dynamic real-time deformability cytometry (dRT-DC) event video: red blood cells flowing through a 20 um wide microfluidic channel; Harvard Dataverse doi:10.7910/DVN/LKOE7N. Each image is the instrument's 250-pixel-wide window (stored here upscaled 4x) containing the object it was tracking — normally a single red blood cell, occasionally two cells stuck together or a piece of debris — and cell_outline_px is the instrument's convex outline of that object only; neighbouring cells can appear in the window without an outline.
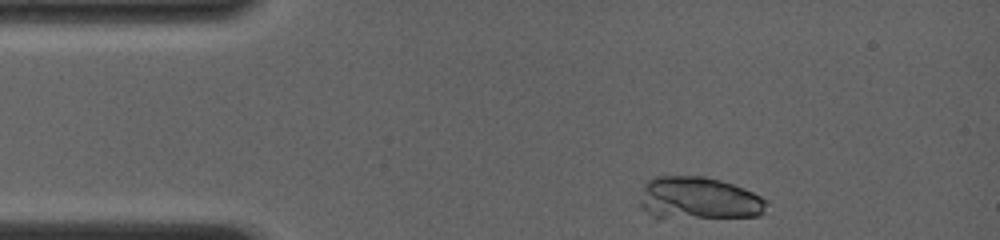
{"species": "common noctule bat (a hibernating species)", "species_latin": "Nyctalus noctula", "temperature_condition": "room temperature", "stored_images_in_passage": 5, "camera_frame_rate_fps": 4000, "um_per_image_px": 0.085, "animal": {"sex": "female", "body_mass_g": 19.0, "forearm_length_mm": 56.7}, "frame": {"image": 1, "passage_image": 1, "time_ms": 0.0, "image_size_px": [1000, 240], "cell_outline_px": [[764, 212], [760, 216], [660, 220], [656, 220], [640, 208], [640, 204], [644, 184], [652, 176], [704, 176], [720, 180], [744, 188], [760, 196], [764, 200]], "centroid_in_image_um": [59.3, 16.9], "position_along_channel_um": 25.7, "area_um2": 32.25}}